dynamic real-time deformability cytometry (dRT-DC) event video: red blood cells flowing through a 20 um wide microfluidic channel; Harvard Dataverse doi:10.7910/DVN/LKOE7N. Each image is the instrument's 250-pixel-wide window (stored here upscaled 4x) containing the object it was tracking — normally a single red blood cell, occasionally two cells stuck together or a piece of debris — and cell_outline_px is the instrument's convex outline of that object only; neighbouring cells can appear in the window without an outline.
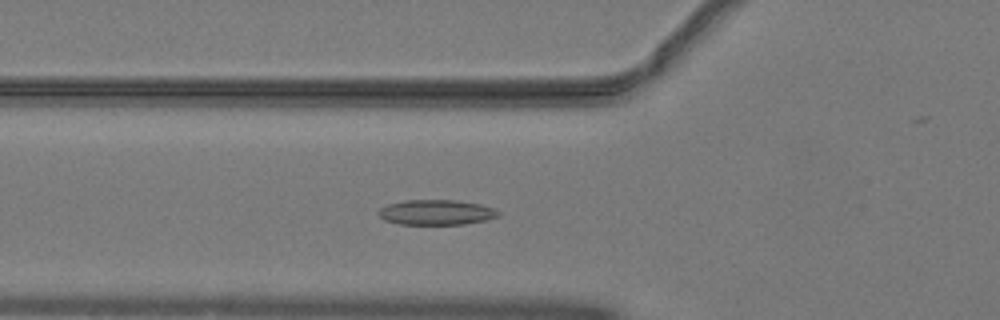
{"species": "common noctule bat (a hibernating species)", "species_latin": "Nyctalus noctula", "temperature_condition": "warm", "stored_images_in_passage": 45, "camera_frame_rate_fps": 3000, "um_per_image_px": 0.085, "animal": {"sex": "male", "body_mass_g": 19.2, "forearm_length_mm": 51.8}, "frame": {"image": 1, "passage_image": 13, "time_ms": 4.0, "image_size_px": [1000, 320], "cell_outline_px": [[500, 216], [484, 220], [464, 224], [396, 224], [384, 220], [376, 212], [380, 208], [388, 204], [404, 200], [456, 200], [480, 204], [496, 208], [500, 212]], "centroid_in_image_um": [37.08, 18.04], "position_along_channel_um": 88.7, "area_um2": 17.69}}
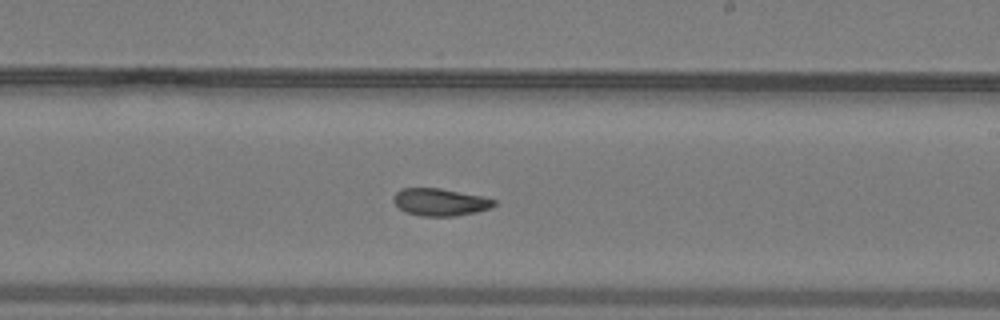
{"frame": {"image": 2, "passage_image": 25, "time_ms": 8.0, "image_size_px": [1000, 320], "cell_outline_px": [[496, 204], [492, 208], [476, 212], [456, 216], [420, 216], [404, 212], [392, 200], [392, 196], [400, 188], [440, 188], [480, 196], [496, 200]], "centroid_in_image_um": [37.38, 17.18], "position_along_channel_um": 251.6, "area_um2": 16.13}}
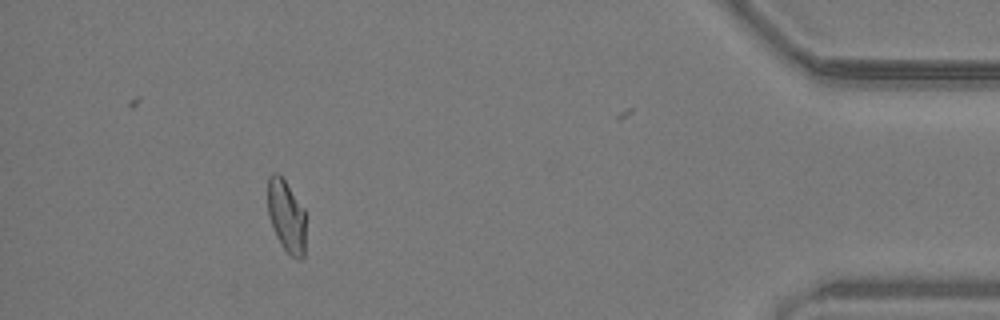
{"frame": {"image": 3, "passage_image": 41, "time_ms": 13.333, "image_size_px": [1000, 320], "cell_outline_px": [[304, 256], [300, 260], [296, 260], [280, 244], [276, 236], [268, 212], [268, 176], [272, 172], [276, 172], [284, 180], [304, 208]], "centroid_in_image_um": [24.33, 18.37], "position_along_channel_um": 410.9, "area_um2": 15.78}, "authors_computed_cell_mechanics": {"area_um2": 16.762, "velocity_mm_per_s": 4.0552, "shape_relaxation_time_tau1_ms": 8.5741, "shape_relaxation_time_tau2_ms": 2.1999, "deformation_change_tau1": 0.1928, "deformation_change_tau2": 0.0854}}